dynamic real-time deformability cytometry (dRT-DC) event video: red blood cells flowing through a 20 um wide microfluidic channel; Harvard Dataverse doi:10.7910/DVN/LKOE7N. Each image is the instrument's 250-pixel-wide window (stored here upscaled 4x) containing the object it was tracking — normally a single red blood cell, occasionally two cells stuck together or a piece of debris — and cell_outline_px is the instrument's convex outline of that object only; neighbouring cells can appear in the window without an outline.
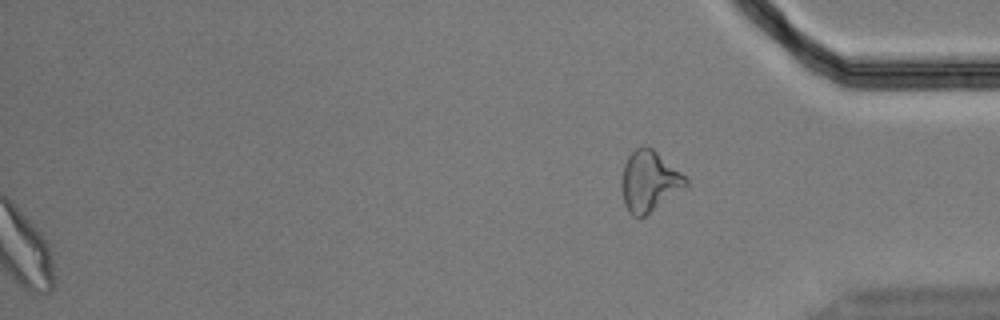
{"species": "Egyptian fruit bat (a non-hibernating species)", "species_latin": "Rousettus aegyptiacus", "temperature_condition": "cold", "stored_images_in_passage": 56, "segment_of_instrument_passage": [2, 2], "camera_frame_rate_fps": 3000, "um_per_image_px": 0.085, "animal": {"sex": "male"}, "frame": {"image": 1, "passage_image": 56, "time_ms": 18.333, "image_size_px": [1000, 320], "cell_outline_px": [[688, 184], [684, 188], [644, 216], [632, 216], [628, 212], [624, 204], [620, 188], [620, 180], [624, 164], [628, 156], [636, 148], [652, 148], [680, 172], [688, 180]], "centroid_in_image_um": [55.13, 15.43], "position_along_channel_um": 380.1, "area_um2": 22.31}}